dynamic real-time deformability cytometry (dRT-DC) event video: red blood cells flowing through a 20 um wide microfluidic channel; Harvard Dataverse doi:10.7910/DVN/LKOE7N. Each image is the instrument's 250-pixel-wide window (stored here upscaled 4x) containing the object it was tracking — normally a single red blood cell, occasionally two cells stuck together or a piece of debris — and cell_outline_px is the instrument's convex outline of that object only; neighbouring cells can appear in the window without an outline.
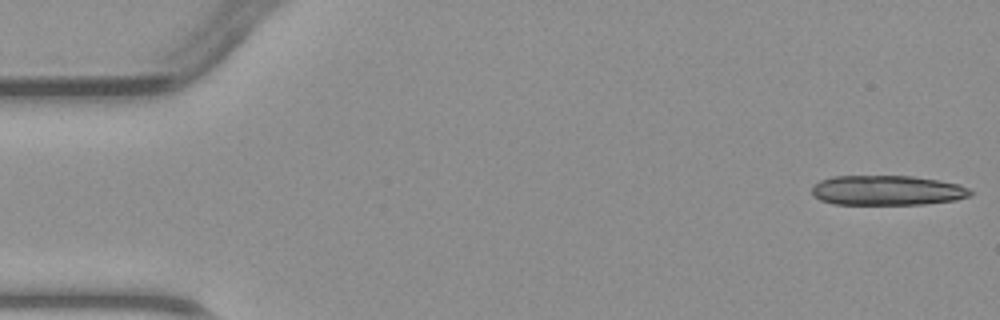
{"species": "common noctule bat (a hibernating species)", "species_latin": "Nyctalus noctula", "temperature_condition": "warm", "stored_images_in_passage": 4, "camera_frame_rate_fps": 3000, "um_per_image_px": 0.085, "animal": {"sex": "male", "body_mass_g": 23.1, "forearm_length_mm": 52.7}, "frame": {"image": 1, "passage_image": 1, "time_ms": 0.0, "image_size_px": [1000, 320], "cell_outline_px": [[972, 196], [956, 200], [924, 204], [832, 204], [820, 200], [812, 196], [812, 188], [820, 180], [832, 176], [912, 176], [940, 180], [960, 184], [968, 188], [972, 192]], "centroid_in_image_um": [75.42, 16.18], "position_along_channel_um": 9.6, "area_um2": 27.8}}